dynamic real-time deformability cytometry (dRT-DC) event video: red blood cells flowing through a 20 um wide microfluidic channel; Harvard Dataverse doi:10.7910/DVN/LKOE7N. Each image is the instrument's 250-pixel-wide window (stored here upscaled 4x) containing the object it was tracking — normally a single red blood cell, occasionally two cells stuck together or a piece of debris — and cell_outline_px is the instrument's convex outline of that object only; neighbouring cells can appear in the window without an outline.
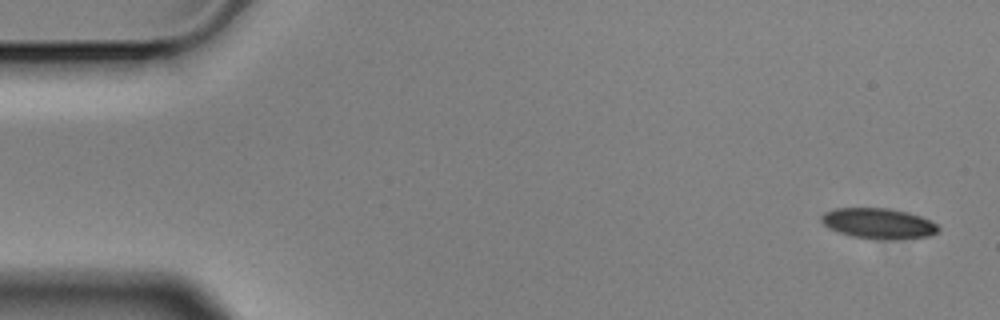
{"species": "Egyptian fruit bat (a non-hibernating species)", "species_latin": "Rousettus aegyptiacus", "temperature_condition": "cold", "stored_images_in_passage": 4, "camera_frame_rate_fps": 3000, "um_per_image_px": 0.085, "animal": {"sex": "male"}, "frame": {"image": 1, "passage_image": 1, "time_ms": 0.0, "image_size_px": [1000, 320], "cell_outline_px": [[940, 228], [936, 232], [928, 236], [852, 236], [828, 228], [820, 220], [820, 216], [824, 212], [836, 208], [888, 208], [908, 212], [932, 220]], "centroid_in_image_um": [74.61, 18.91], "position_along_channel_um": 10.4, "area_um2": 19.65}}